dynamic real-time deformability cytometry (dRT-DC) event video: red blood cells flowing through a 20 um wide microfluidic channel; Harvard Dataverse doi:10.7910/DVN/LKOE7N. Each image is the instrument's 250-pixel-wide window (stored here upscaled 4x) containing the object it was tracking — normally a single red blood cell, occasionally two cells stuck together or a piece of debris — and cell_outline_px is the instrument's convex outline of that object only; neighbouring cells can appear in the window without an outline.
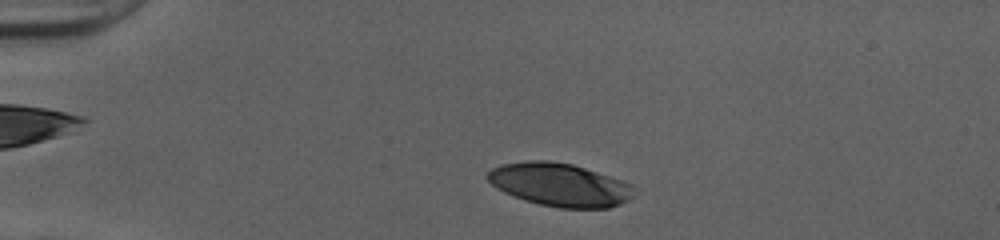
{"species": "human", "species_latin": "Homo sapiens", "temperature_condition": "cold", "stored_images_in_passage": 36, "camera_frame_rate_fps": 3000, "um_per_image_px": 0.085, "donor": {"sex": "female"}, "frame": {"image": 1, "passage_image": 4, "time_ms": 1.0, "image_size_px": [1000, 240], "cell_outline_px": [[636, 188], [632, 196], [628, 200], [620, 204], [608, 208], [560, 208], [540, 204], [524, 200], [504, 192], [496, 188], [484, 176], [492, 168], [500, 164], [524, 160], [548, 160], [572, 164], [632, 184]], "centroid_in_image_um": [47.54, 15.69], "position_along_channel_um": 37.5, "area_um2": 36.88}}
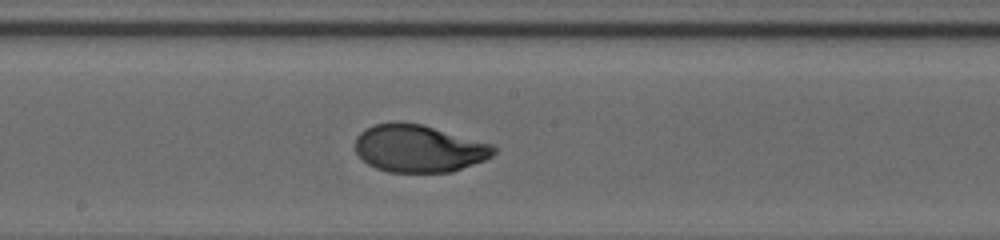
{"frame": {"image": 2, "passage_image": 21, "time_ms": 6.667, "image_size_px": [1000, 240], "cell_outline_px": [[496, 152], [492, 156], [484, 160], [452, 172], [388, 172], [376, 168], [368, 164], [356, 152], [356, 136], [364, 128], [376, 124], [396, 120], [420, 124], [492, 144], [496, 148]], "centroid_in_image_um": [35.58, 12.61], "position_along_channel_um": 212.6, "area_um2": 38.26}}
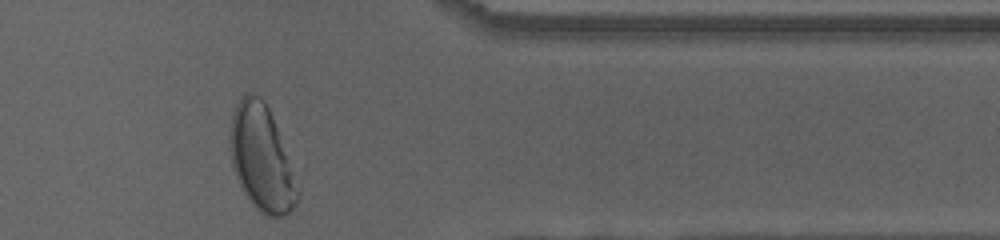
{"frame": {"image": 3, "passage_image": 35, "time_ms": 11.333, "image_size_px": [1000, 240], "cell_outline_px": [[300, 192], [296, 204], [284, 216], [268, 216], [260, 212], [252, 204], [244, 192], [232, 168], [228, 140], [228, 136], [232, 116], [236, 104], [244, 92], [248, 92], [260, 96], [264, 100], [272, 116], [292, 168]], "centroid_in_image_um": [22.2, 13.43], "position_along_channel_um": 389.2, "area_um2": 41.5}, "authors_computed_cell_mechanics": {"area_um2": 38.6104, "velocity_mm_per_s": 4.0067, "shape_relaxation_time_tau1_ms": 3.8939, "shape_relaxation_time_tau2_ms": 0.8932, "deformation_change_tau1": 0.1991, "deformation_change_tau2": 0.0341}}